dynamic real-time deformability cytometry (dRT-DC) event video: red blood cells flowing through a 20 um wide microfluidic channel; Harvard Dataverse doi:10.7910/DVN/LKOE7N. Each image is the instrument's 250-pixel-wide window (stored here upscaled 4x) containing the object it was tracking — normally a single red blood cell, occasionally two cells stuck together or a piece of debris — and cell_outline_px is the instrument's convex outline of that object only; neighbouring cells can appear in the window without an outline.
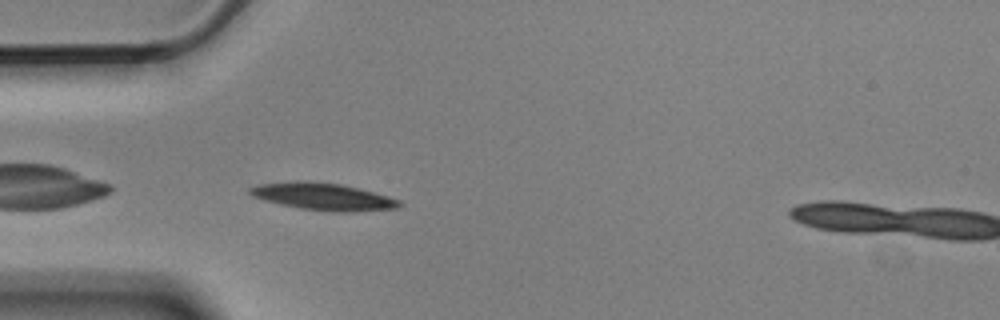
{"species": "Egyptian fruit bat (a non-hibernating species)", "species_latin": "Rousettus aegyptiacus", "temperature_condition": "cold", "stored_images_in_passage": 4, "camera_frame_rate_fps": 3000, "um_per_image_px": 0.085, "animal": {"sex": "male"}, "frame": {"image": 1, "passage_image": 3, "time_ms": 0.667, "image_size_px": [1000, 320], "cell_outline_px": [[404, 204], [396, 208], [352, 212], [340, 212], [300, 208], [280, 204], [252, 196], [248, 192], [248, 188], [260, 184], [296, 180], [304, 180], [340, 184], [360, 188], [388, 196], [400, 200]], "centroid_in_image_um": [27.48, 16.7], "position_along_channel_um": 57.5, "area_um2": 23.64}}